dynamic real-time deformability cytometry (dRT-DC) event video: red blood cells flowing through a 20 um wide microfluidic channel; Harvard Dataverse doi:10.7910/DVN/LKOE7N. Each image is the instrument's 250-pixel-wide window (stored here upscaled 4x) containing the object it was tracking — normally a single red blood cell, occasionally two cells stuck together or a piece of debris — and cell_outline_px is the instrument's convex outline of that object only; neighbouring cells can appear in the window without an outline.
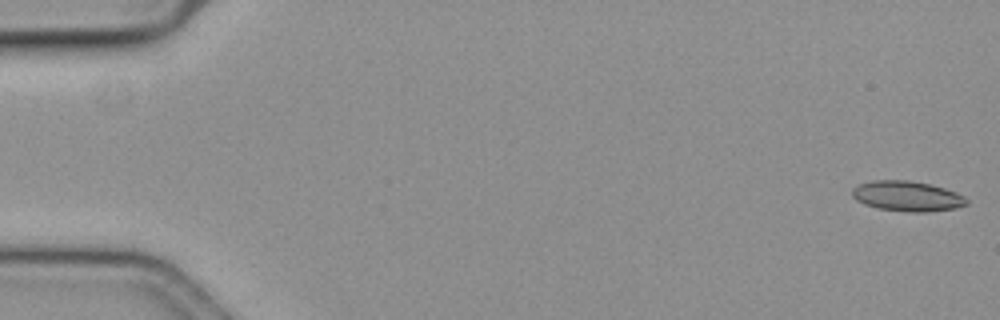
{"species": "common noctule bat (a hibernating species)", "species_latin": "Nyctalus noctula", "temperature_condition": "cold", "stored_images_in_passage": 58, "camera_frame_rate_fps": 3000, "um_per_image_px": 0.085, "animal": {"sex": "female", "body_mass_g": 19.3, "forearm_length_mm": 54.1}, "frame": {"image": 1, "passage_image": 1, "time_ms": 0.0, "image_size_px": [1000, 320], "cell_outline_px": [[968, 204], [956, 208], [924, 212], [912, 212], [880, 208], [864, 204], [856, 200], [852, 196], [852, 188], [860, 184], [872, 180], [908, 180], [928, 184], [944, 188], [956, 192], [964, 196], [968, 200]], "centroid_in_image_um": [77.11, 16.67], "position_along_channel_um": 7.9, "area_um2": 20.0}}
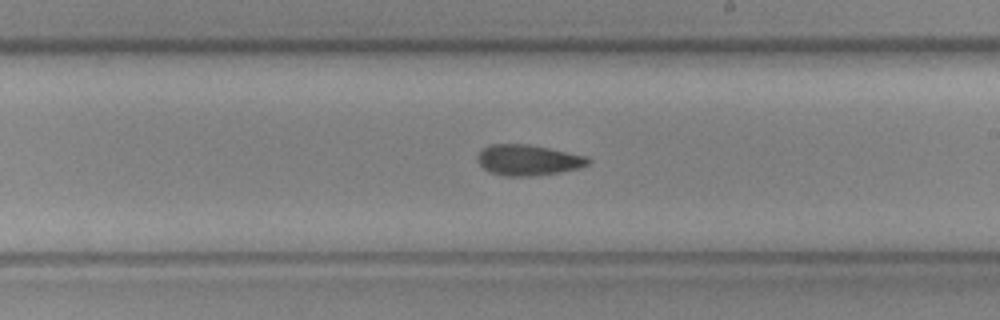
{"frame": {"image": 2, "passage_image": 34, "time_ms": 11.0, "image_size_px": [1000, 320], "cell_outline_px": [[592, 160], [588, 164], [580, 168], [560, 172], [532, 176], [504, 176], [488, 172], [476, 160], [476, 156], [484, 148], [492, 144], [528, 144], [588, 156]], "centroid_in_image_um": [44.9, 13.61], "position_along_channel_um": 244.1, "area_um2": 19.88}}
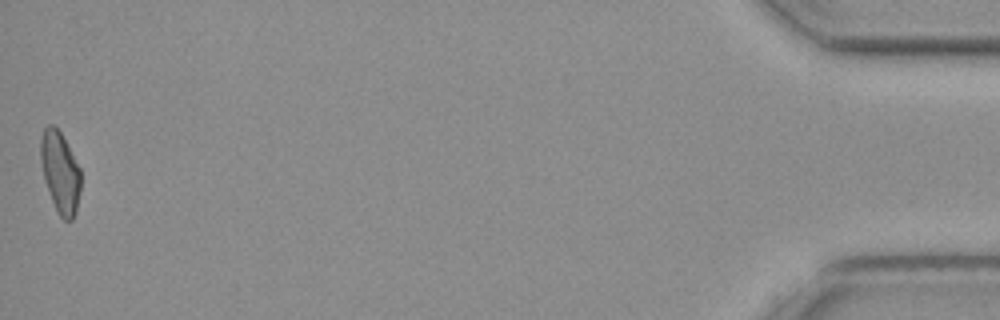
{"frame": {"image": 3, "passage_image": 58, "time_ms": 19.0, "image_size_px": [1000, 320], "cell_outline_px": [[80, 192], [76, 212], [72, 220], [64, 220], [60, 216], [52, 200], [44, 180], [40, 160], [40, 136], [44, 128], [48, 124], [52, 124], [60, 132], [80, 168]], "centroid_in_image_um": [5.1, 14.63], "position_along_channel_um": 430.1, "area_um2": 18.9}}